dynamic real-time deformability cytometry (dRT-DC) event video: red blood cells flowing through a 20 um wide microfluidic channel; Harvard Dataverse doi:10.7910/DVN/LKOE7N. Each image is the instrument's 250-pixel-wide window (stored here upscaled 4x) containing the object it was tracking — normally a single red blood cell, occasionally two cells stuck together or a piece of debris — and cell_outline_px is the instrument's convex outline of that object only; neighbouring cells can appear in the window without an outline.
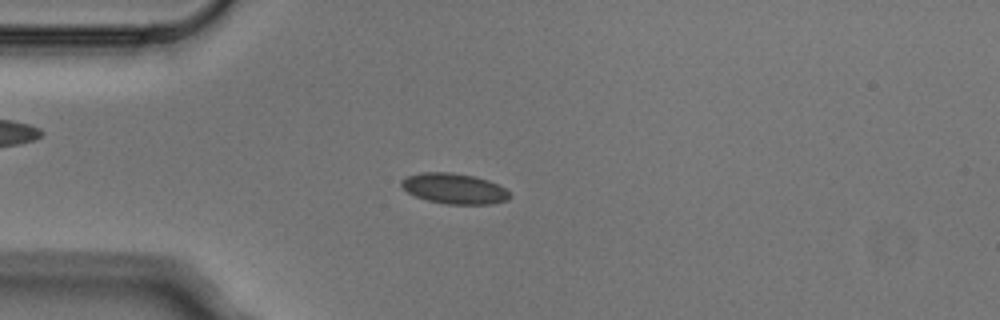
{"species": "Egyptian fruit bat (a non-hibernating species)", "species_latin": "Rousettus aegyptiacus", "temperature_condition": "cold", "stored_images_in_passage": 5, "camera_frame_rate_fps": 3000, "um_per_image_px": 0.085, "animal": {"sex": "male"}, "frame": {"image": 1, "passage_image": 4, "time_ms": 1.0, "image_size_px": [1000, 320], "cell_outline_px": [[512, 196], [508, 200], [492, 204], [444, 204], [428, 200], [416, 196], [408, 192], [400, 184], [400, 180], [408, 176], [420, 172], [452, 172], [472, 176], [488, 180], [504, 188]], "centroid_in_image_um": [38.61, 16.03], "position_along_channel_um": 46.4, "area_um2": 19.19}}